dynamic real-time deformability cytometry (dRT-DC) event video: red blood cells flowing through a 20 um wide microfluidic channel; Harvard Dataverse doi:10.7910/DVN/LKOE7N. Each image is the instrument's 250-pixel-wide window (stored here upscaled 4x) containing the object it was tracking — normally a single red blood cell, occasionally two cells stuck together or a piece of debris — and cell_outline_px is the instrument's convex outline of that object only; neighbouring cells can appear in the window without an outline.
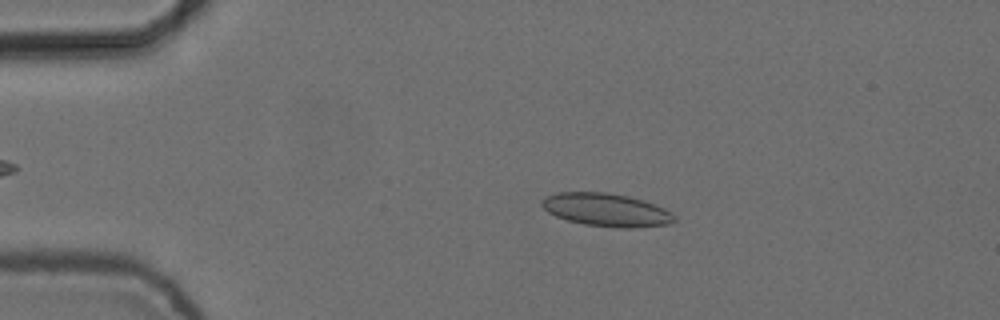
{"species": "common noctule bat (a hibernating species)", "species_latin": "Nyctalus noctula", "temperature_condition": "cold", "stored_images_in_passage": 6, "camera_frame_rate_fps": 3000, "um_per_image_px": 0.085, "animal": {"sex": "female", "body_mass_g": 24.6, "forearm_length_mm": 56.2}, "frame": {"image": 1, "passage_image": 2, "time_ms": 0.333, "image_size_px": [1000, 320], "cell_outline_px": [[676, 220], [672, 224], [636, 228], [616, 228], [584, 224], [568, 220], [556, 216], [548, 212], [540, 204], [548, 196], [560, 192], [604, 192], [628, 196], [644, 200], [664, 208], [672, 212], [676, 216]], "centroid_in_image_um": [51.61, 17.85], "position_along_channel_um": 33.4, "area_um2": 25.61}}
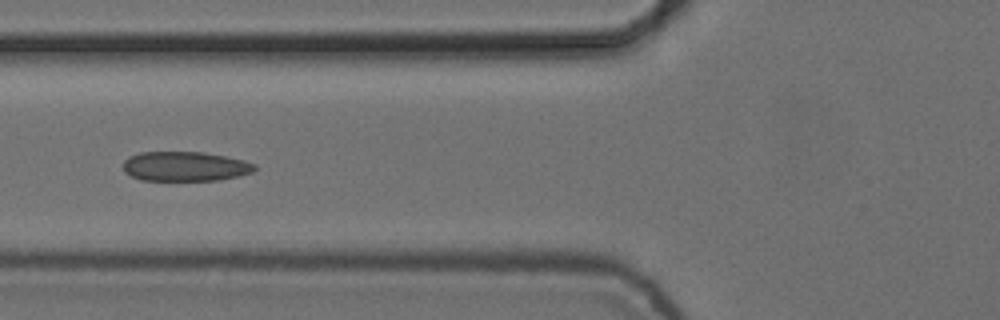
{"frame": {"image": 2, "passage_image": 5, "time_ms": 1.333, "image_size_px": [1000, 320], "cell_outline_px": [[256, 168], [252, 172], [240, 176], [220, 180], [140, 180], [124, 172], [124, 160], [128, 156], [140, 152], [204, 152], [244, 160], [256, 164]], "centroid_in_image_um": [15.74, 14.14], "position_along_channel_um": 110.1, "area_um2": 22.77}}
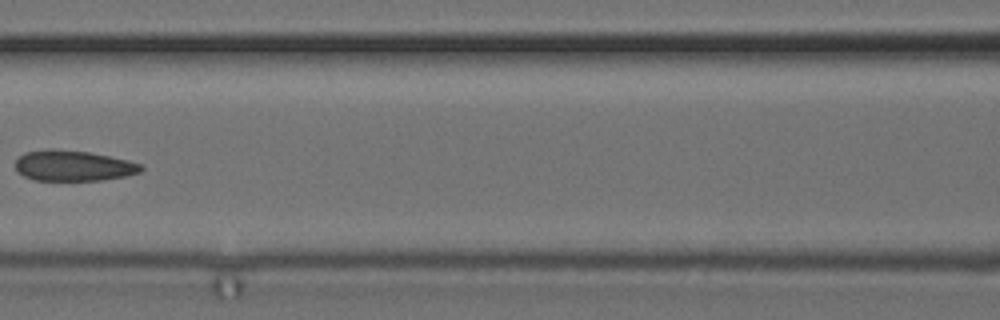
{"frame": {"image": 3, "passage_image": 6, "time_ms": 1.667, "image_size_px": [1000, 320], "cell_outline_px": [[144, 168], [140, 172], [124, 176], [100, 180], [32, 180], [24, 176], [16, 168], [16, 160], [24, 152], [52, 148], [88, 152], [128, 160], [140, 164]], "centroid_in_image_um": [6.21, 14.08], "position_along_channel_um": 160.4, "area_um2": 22.25}}